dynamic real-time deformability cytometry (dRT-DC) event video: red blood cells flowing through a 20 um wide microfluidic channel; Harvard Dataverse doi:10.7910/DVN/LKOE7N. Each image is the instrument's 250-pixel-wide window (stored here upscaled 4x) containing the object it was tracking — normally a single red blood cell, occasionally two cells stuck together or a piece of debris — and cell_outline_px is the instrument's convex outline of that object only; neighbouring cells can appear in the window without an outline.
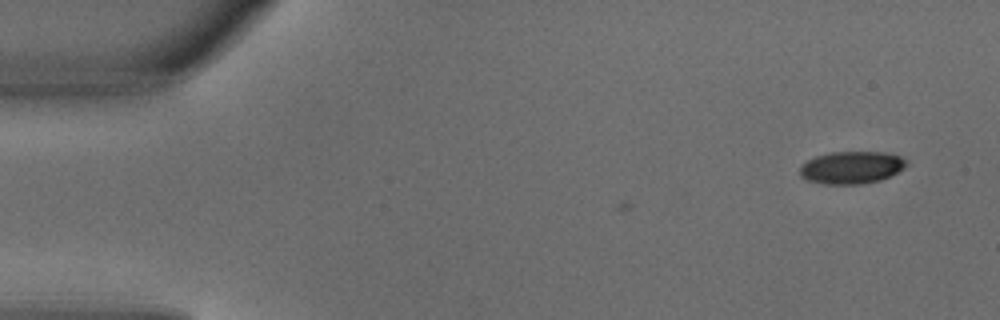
{"species": "common noctule bat (a hibernating species)", "species_latin": "Nyctalus noctula", "temperature_condition": "warm", "stored_images_in_passage": 2, "camera_frame_rate_fps": 3000, "um_per_image_px": 0.085, "animal": {"sex": "male", "body_mass_g": 18.8}, "frame": {"image": 1, "passage_image": 2, "time_ms": 0.333, "image_size_px": [1000, 320], "cell_outline_px": [[908, 164], [904, 168], [880, 180], [860, 184], [824, 184], [808, 180], [800, 176], [800, 168], [808, 160], [816, 156], [832, 152], [884, 152], [900, 156], [908, 160]], "centroid_in_image_um": [72.4, 14.23], "position_along_channel_um": 12.6, "area_um2": 20.0}}